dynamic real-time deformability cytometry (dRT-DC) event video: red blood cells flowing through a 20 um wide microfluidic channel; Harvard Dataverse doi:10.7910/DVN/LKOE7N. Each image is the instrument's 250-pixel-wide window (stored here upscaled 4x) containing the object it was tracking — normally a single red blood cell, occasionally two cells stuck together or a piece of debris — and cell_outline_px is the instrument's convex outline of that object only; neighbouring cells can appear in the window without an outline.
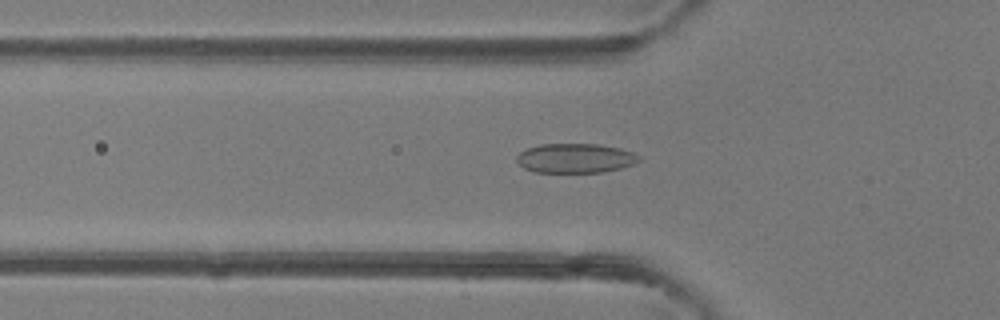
{"species": "common noctule bat (a hibernating species)", "species_latin": "Nyctalus noctula", "temperature_condition": "room temperature", "stored_images_in_passage": 45, "camera_frame_rate_fps": 3000, "um_per_image_px": 0.085, "animal": {"sex": "female"}, "frame": {"image": 1, "passage_image": 15, "time_ms": 4.667, "image_size_px": [1000, 320], "cell_outline_px": [[640, 160], [632, 164], [620, 168], [604, 172], [536, 172], [524, 168], [516, 160], [516, 156], [524, 148], [540, 144], [600, 144], [620, 148], [632, 152], [640, 156]], "centroid_in_image_um": [48.88, 13.44], "position_along_channel_um": 76.9, "area_um2": 21.04}}
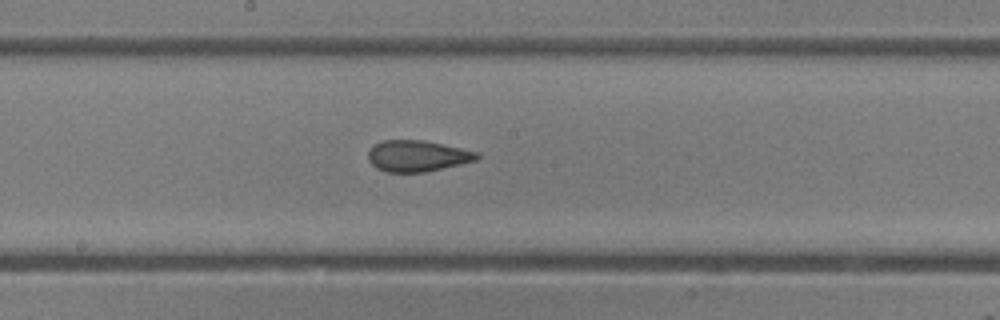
{"frame": {"image": 2, "passage_image": 24, "time_ms": 7.667, "image_size_px": [1000, 320], "cell_outline_px": [[480, 156], [476, 160], [460, 164], [424, 172], [384, 172], [376, 168], [368, 160], [368, 152], [376, 144], [384, 140], [424, 140], [480, 152]], "centroid_in_image_um": [35.48, 13.26], "position_along_channel_um": 212.7, "area_um2": 19.71}}
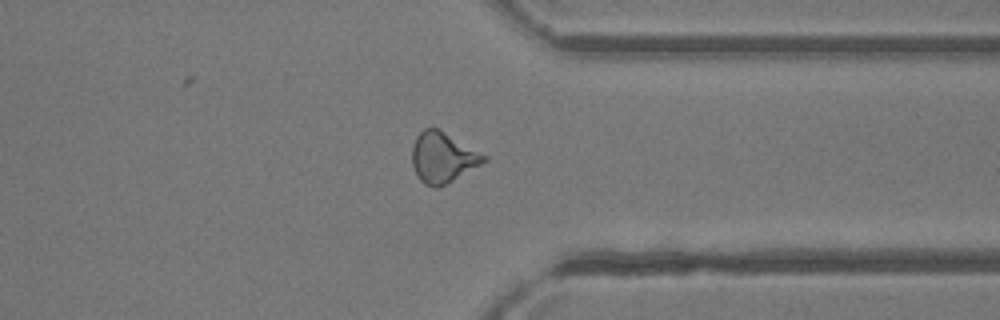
{"frame": {"image": 3, "passage_image": 35, "time_ms": 11.333, "image_size_px": [1000, 320], "cell_outline_px": [[488, 160], [452, 180], [436, 188], [424, 184], [420, 180], [412, 164], [412, 148], [416, 136], [424, 128], [436, 128], [444, 132], [488, 156]], "centroid_in_image_um": [37.62, 13.38], "position_along_channel_um": 373.8, "area_um2": 20.69}, "authors_computed_cell_mechanics": {"area_um2": 20.6924, "velocity_mm_per_s": 4.4902, "shape_relaxation_time_tau1_ms": null, "shape_relaxation_time_tau2_ms": 1.3039, "deformation_change_tau1": null, "deformation_change_tau2": 0.0905}}